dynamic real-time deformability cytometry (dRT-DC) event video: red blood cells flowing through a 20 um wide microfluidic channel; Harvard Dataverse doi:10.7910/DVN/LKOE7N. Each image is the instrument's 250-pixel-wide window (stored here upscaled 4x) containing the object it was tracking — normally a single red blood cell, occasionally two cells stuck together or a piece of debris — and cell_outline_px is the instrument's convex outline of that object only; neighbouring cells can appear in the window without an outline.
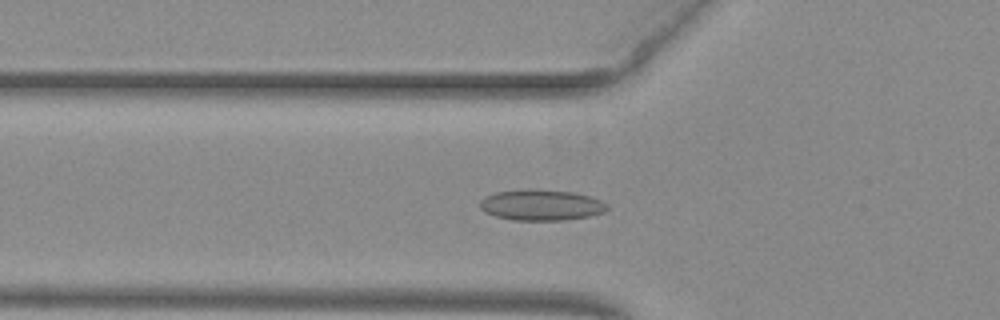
{"species": "common noctule bat (a hibernating species)", "species_latin": "Nyctalus noctula", "temperature_condition": "warm", "stored_images_in_passage": 54, "camera_frame_rate_fps": 3000, "um_per_image_px": 0.085, "animal": {"sex": "female", "body_mass_g": 29.2, "forearm_length_mm": 56.3}, "frame": {"image": 1, "passage_image": 20, "time_ms": 6.333, "image_size_px": [1000, 320], "cell_outline_px": [[608, 208], [604, 212], [588, 216], [564, 220], [512, 220], [496, 216], [484, 212], [480, 208], [480, 200], [484, 196], [496, 192], [528, 188], [572, 192], [588, 196], [600, 200], [608, 204]], "centroid_in_image_um": [45.97, 17.42], "position_along_channel_um": 79.8, "area_um2": 22.95}}
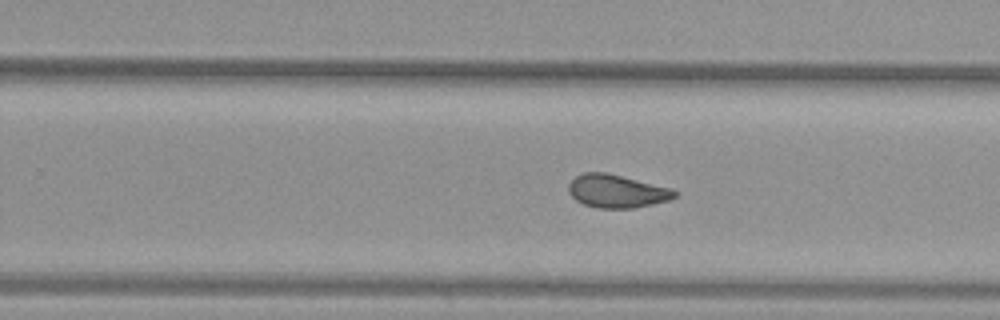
{"frame": {"image": 2, "passage_image": 35, "time_ms": 11.333, "image_size_px": [1000, 320], "cell_outline_px": [[680, 192], [676, 196], [668, 200], [652, 204], [632, 208], [596, 208], [584, 204], [576, 200], [568, 192], [568, 184], [576, 176], [584, 172], [604, 172], [672, 188]], "centroid_in_image_um": [52.42, 16.25], "position_along_channel_um": 277.4, "area_um2": 20.4}}
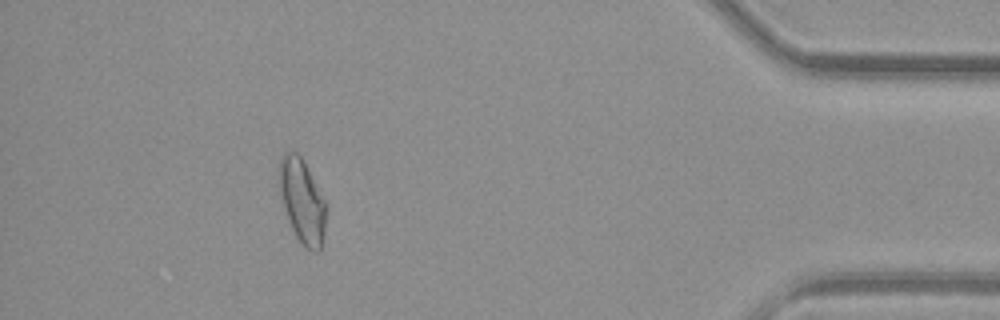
{"frame": {"image": 3, "passage_image": 49, "time_ms": 16.0, "image_size_px": [1000, 320], "cell_outline_px": [[328, 208], [324, 244], [320, 252], [312, 252], [296, 236], [292, 228], [280, 192], [280, 156], [284, 152], [296, 152], [300, 156], [328, 204]], "centroid_in_image_um": [25.77, 17.14], "position_along_channel_um": 409.4, "area_um2": 22.89}, "authors_computed_cell_mechanics": {"area_um2": 21.8195, "velocity_mm_per_s": 3.9476, "shape_relaxation_time_tau1_ms": null, "shape_relaxation_time_tau2_ms": 1.8799, "deformation_change_tau1": null, "deformation_change_tau2": 0.078}}